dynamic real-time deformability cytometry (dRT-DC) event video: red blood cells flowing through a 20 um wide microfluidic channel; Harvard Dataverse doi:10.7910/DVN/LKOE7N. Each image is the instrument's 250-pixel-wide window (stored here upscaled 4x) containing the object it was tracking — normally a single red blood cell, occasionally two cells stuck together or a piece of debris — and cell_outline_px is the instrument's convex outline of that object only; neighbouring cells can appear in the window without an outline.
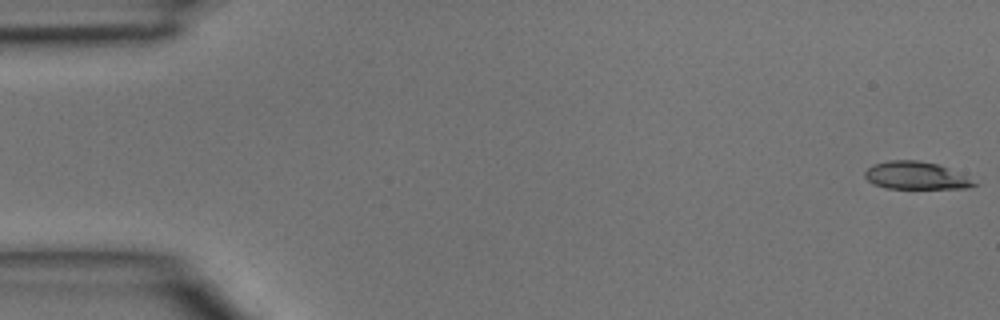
{"species": "common noctule bat (a hibernating species)", "species_latin": "Nyctalus noctula", "temperature_condition": "room temperature", "stored_images_in_passage": 45, "camera_frame_rate_fps": 3000, "um_per_image_px": 0.085, "animal": {"sex": "male", "body_mass_g": 15.6}, "frame": {"image": 1, "passage_image": 1, "time_ms": 0.0, "image_size_px": [1000, 320], "cell_outline_px": [[980, 184], [964, 188], [888, 188], [872, 184], [864, 176], [864, 172], [872, 164], [888, 160], [920, 160], [936, 164], [964, 176]], "centroid_in_image_um": [77.77, 14.92], "position_along_channel_um": 7.2, "area_um2": 17.28}}
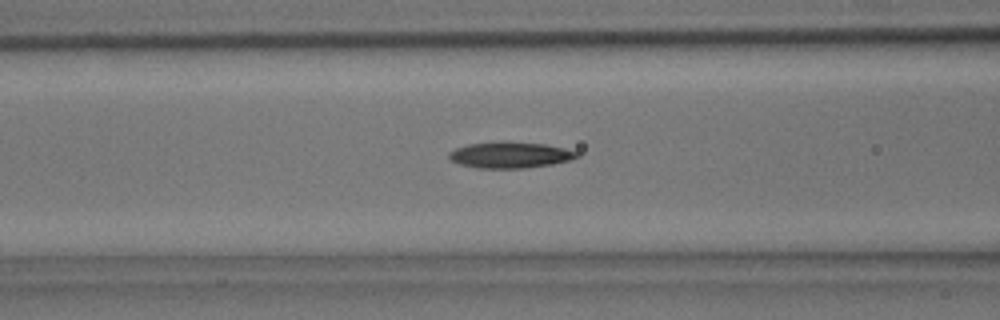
{"frame": {"image": 2, "passage_image": 18, "time_ms": 5.667, "image_size_px": [1000, 320], "cell_outline_px": [[580, 156], [568, 160], [552, 164], [524, 168], [476, 168], [460, 164], [452, 160], [448, 156], [448, 152], [456, 148], [468, 144], [500, 140], [508, 140], [544, 144], [564, 148], [580, 152]], "centroid_in_image_um": [43.35, 13.15], "position_along_channel_um": 123.3, "area_um2": 19.77}}
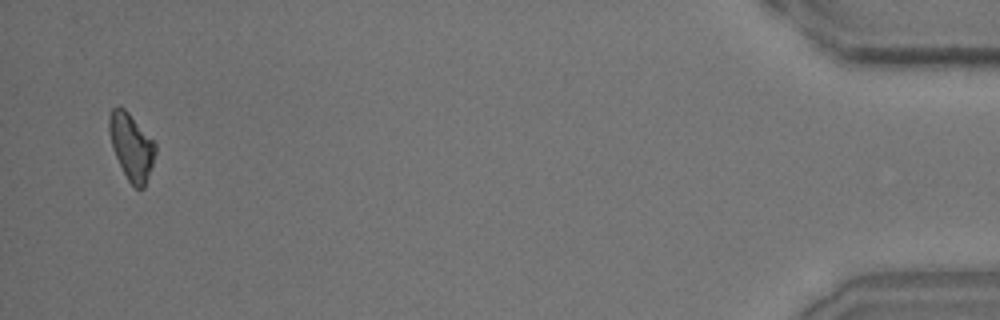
{"frame": {"image": 3, "passage_image": 44, "time_ms": 14.333, "image_size_px": [1000, 320], "cell_outline_px": [[156, 152], [144, 188], [136, 188], [128, 180], [112, 148], [108, 132], [108, 116], [112, 108], [124, 108], [128, 112], [156, 144]], "centroid_in_image_um": [11.15, 12.45], "position_along_channel_um": 424.1, "area_um2": 17.57}}